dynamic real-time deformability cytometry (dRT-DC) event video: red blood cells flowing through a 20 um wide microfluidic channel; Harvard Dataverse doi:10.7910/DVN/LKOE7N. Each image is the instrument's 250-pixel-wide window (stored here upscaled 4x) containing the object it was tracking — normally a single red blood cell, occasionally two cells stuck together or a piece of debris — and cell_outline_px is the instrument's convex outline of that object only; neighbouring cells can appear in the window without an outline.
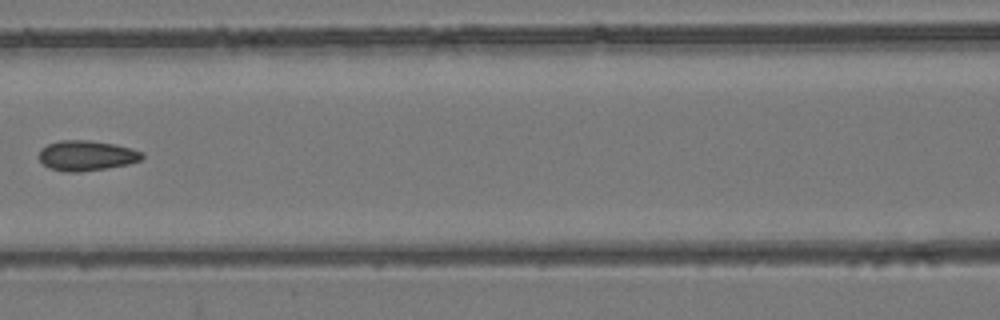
{"species": "common noctule bat (a hibernating species)", "species_latin": "Nyctalus noctula", "temperature_condition": "room temperature", "stored_images_in_passage": 6, "camera_frame_rate_fps": 3000, "um_per_image_px": 0.085, "animal": {"sex": "female", "body_mass_g": 24.6, "forearm_length_mm": 56.2}, "frame": {"image": 1, "passage_image": 5, "time_ms": 4.667, "image_size_px": [1000, 320], "cell_outline_px": [[144, 156], [140, 160], [128, 164], [108, 168], [80, 172], [64, 172], [48, 168], [40, 160], [40, 148], [48, 144], [60, 140], [88, 140], [116, 144], [144, 152]], "centroid_in_image_um": [7.36, 13.23], "position_along_channel_um": 159.2, "area_um2": 18.26}}
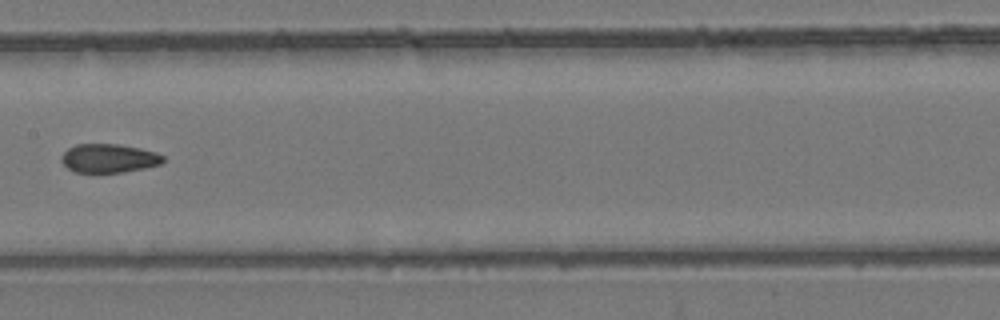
{"frame": {"image": 2, "passage_image": 6, "time_ms": 5.667, "image_size_px": [1000, 320], "cell_outline_px": [[164, 160], [160, 164], [144, 168], [124, 172], [76, 172], [68, 168], [60, 160], [60, 156], [68, 148], [76, 144], [120, 144], [140, 148], [156, 152], [164, 156]], "centroid_in_image_um": [9.24, 13.44], "position_along_channel_um": 198.2, "area_um2": 17.05}}